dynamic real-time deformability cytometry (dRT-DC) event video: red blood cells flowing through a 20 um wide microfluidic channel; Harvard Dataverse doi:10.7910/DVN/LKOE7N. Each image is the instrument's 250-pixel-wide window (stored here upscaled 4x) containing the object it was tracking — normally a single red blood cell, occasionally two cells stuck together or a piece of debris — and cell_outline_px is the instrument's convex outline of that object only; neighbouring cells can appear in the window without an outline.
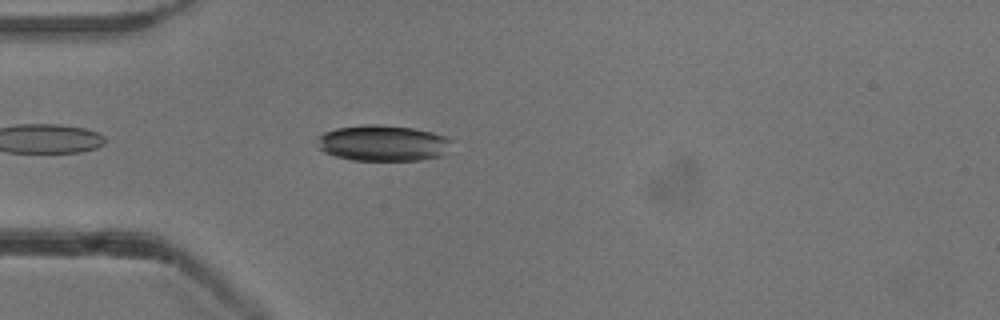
{"species": "common noctule bat (a hibernating species)", "species_latin": "Nyctalus noctula", "temperature_condition": "cold", "stored_images_in_passage": 23, "camera_frame_rate_fps": 3000, "um_per_image_px": 0.085, "animal": {"sex": "male", "body_mass_g": 13.3}, "frame": {"image": 1, "passage_image": 4, "time_ms": 1.0, "image_size_px": [1000, 320], "cell_outline_px": [[452, 140], [444, 156], [420, 160], [352, 160], [336, 156], [324, 152], [320, 148], [316, 136], [324, 132], [336, 128], [364, 124], [380, 124], [412, 128], [432, 132], [448, 136]], "centroid_in_image_um": [32.56, 12.16], "position_along_channel_um": 52.4, "area_um2": 28.38}}